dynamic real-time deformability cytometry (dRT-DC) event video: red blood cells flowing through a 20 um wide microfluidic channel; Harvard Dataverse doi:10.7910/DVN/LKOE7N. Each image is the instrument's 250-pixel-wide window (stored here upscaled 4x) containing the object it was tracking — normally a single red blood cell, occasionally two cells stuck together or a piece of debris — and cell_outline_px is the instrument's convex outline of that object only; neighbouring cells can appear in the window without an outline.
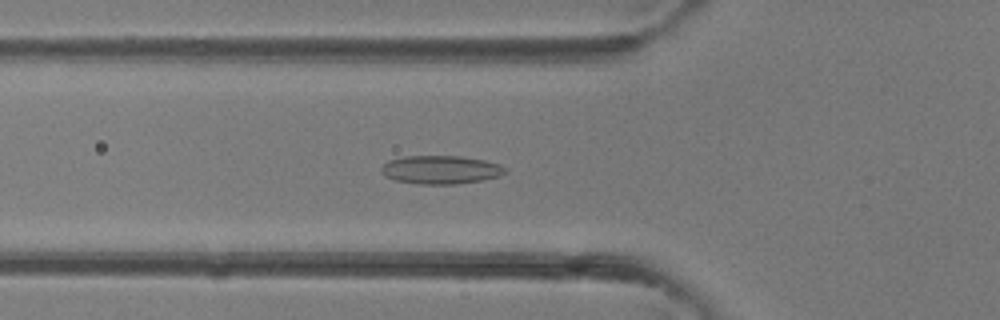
{"species": "common noctule bat (a hibernating species)", "species_latin": "Nyctalus noctula", "temperature_condition": "room temperature", "stored_images_in_passage": 40, "camera_frame_rate_fps": 3000, "um_per_image_px": 0.085, "animal": {"sex": "female"}, "frame": {"image": 1, "passage_image": 14, "time_ms": 4.333, "image_size_px": [1000, 320], "cell_outline_px": [[508, 172], [500, 176], [484, 180], [456, 184], [420, 184], [396, 180], [384, 176], [380, 172], [380, 168], [388, 160], [404, 156], [460, 156], [484, 160], [500, 164]], "centroid_in_image_um": [37.46, 14.43], "position_along_channel_um": 88.3, "area_um2": 20.63}}
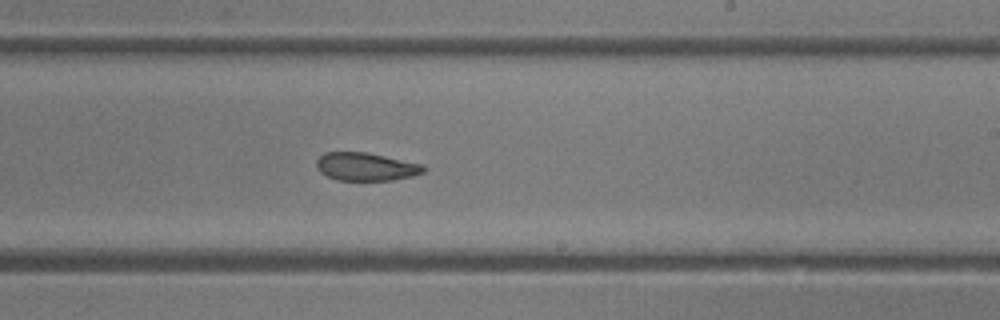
{"frame": {"image": 2, "passage_image": 24, "time_ms": 7.667, "image_size_px": [1000, 320], "cell_outline_px": [[428, 168], [424, 172], [412, 176], [392, 180], [336, 180], [320, 172], [316, 168], [316, 160], [324, 152], [368, 152], [424, 164]], "centroid_in_image_um": [31.13, 14.16], "position_along_channel_um": 257.9, "area_um2": 17.74}}
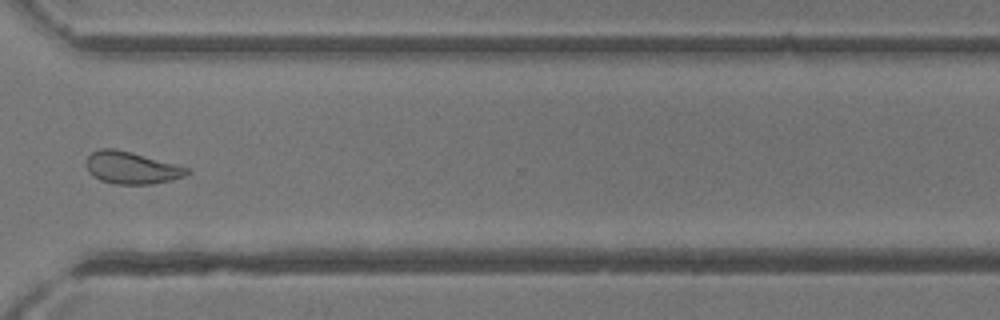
{"frame": {"image": 3, "passage_image": 30, "time_ms": 9.667, "image_size_px": [1000, 320], "cell_outline_px": [[192, 172], [188, 176], [172, 180], [148, 184], [116, 184], [100, 180], [92, 176], [88, 172], [84, 164], [88, 156], [92, 152], [100, 148], [112, 148], [132, 152], [192, 168]], "centroid_in_image_um": [11.21, 14.26], "position_along_channel_um": 359.4, "area_um2": 19.31}}